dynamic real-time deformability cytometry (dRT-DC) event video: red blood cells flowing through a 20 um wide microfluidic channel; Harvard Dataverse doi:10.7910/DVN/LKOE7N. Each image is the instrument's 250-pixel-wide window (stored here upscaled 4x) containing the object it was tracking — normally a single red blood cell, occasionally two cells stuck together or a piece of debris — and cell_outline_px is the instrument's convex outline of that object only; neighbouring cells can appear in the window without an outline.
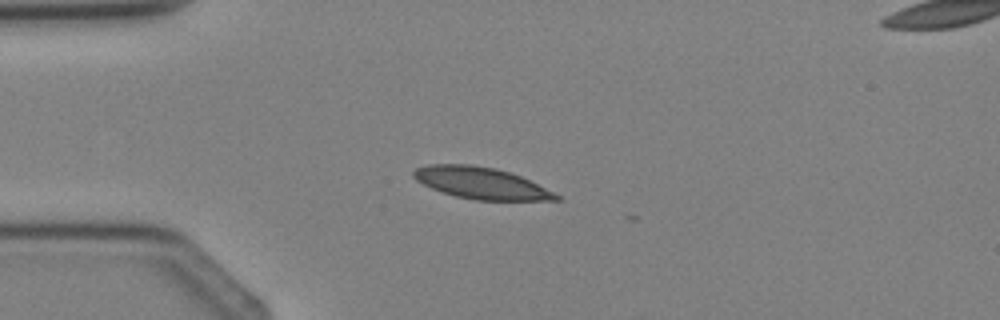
{"species": "Egyptian fruit bat (a non-hibernating species)", "species_latin": "Rousettus aegyptiacus", "temperature_condition": "cold", "stored_images_in_passage": 4, "camera_frame_rate_fps": 3000, "um_per_image_px": 0.085, "animal": {"sex": "female"}, "frame": {"image": 1, "passage_image": 2, "time_ms": 1.0, "image_size_px": [1000, 320], "cell_outline_px": [[564, 200], [476, 200], [456, 196], [440, 192], [416, 180], [412, 176], [412, 172], [416, 168], [428, 164], [472, 164], [496, 168], [520, 176], [560, 196]], "centroid_in_image_um": [40.84, 15.55], "position_along_channel_um": 44.2, "area_um2": 26.07}}